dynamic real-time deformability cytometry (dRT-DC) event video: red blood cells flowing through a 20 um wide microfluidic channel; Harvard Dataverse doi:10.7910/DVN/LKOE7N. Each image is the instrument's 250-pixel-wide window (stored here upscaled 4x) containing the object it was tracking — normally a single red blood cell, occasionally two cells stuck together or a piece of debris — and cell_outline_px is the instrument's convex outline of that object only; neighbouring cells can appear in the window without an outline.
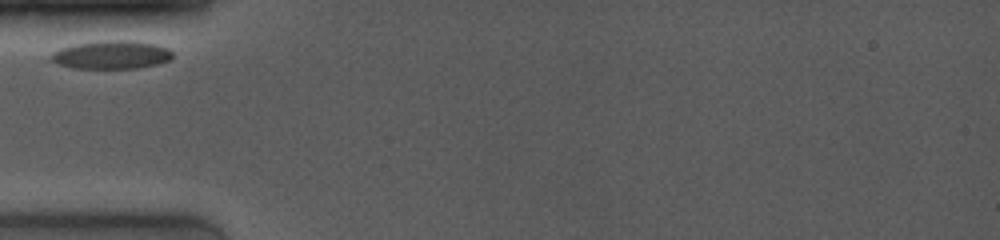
{"species": "common noctule bat (a hibernating species)", "species_latin": "Nyctalus noctula", "temperature_condition": "room temperature", "stored_images_in_passage": 23, "camera_frame_rate_fps": 4000, "um_per_image_px": 0.085, "animal": {"sex": "female", "body_mass_g": 19.0, "forearm_length_mm": 53.3}, "frame": {"image": 1, "passage_image": 1, "time_ms": 0.0, "image_size_px": [1000, 240], "cell_outline_px": [[172, 56], [168, 60], [156, 64], [136, 68], [72, 68], [44, 60], [52, 52], [60, 48], [76, 44], [100, 40], [128, 40], [156, 44], [168, 48], [172, 52]], "centroid_in_image_um": [9.38, 4.65], "position_along_channel_um": 75.6, "area_um2": 20.23}}
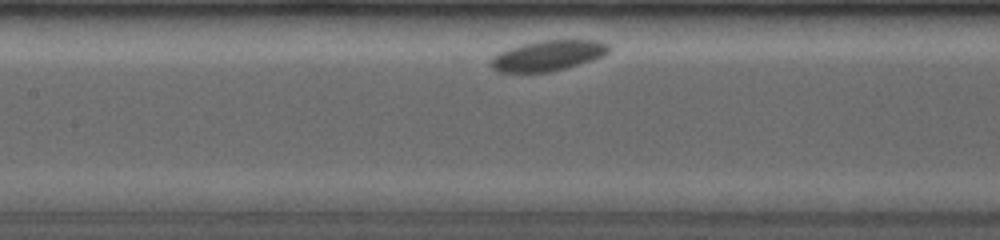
{"frame": {"image": 2, "passage_image": 8, "time_ms": 2.5, "image_size_px": [1000, 240], "cell_outline_px": [[612, 48], [604, 56], [568, 68], [552, 72], [496, 72], [488, 64], [488, 60], [492, 56], [508, 48], [540, 40], [596, 40], [608, 44]], "centroid_in_image_um": [46.56, 4.74], "position_along_channel_um": 160.8, "area_um2": 21.27}}
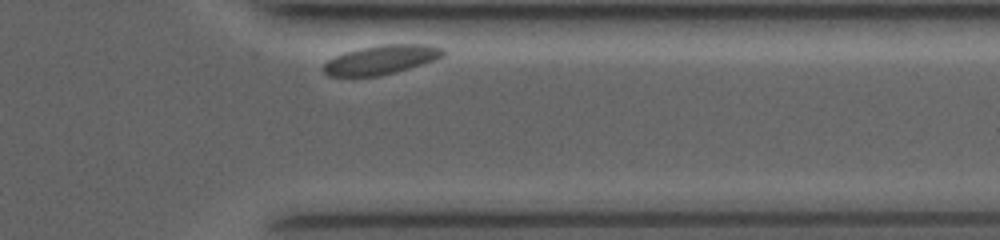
{"frame": {"image": 3, "passage_image": 22, "time_ms": 8.75, "image_size_px": [1000, 240], "cell_outline_px": [[448, 52], [444, 56], [436, 60], [380, 76], [328, 76], [324, 72], [324, 64], [328, 60], [344, 52], [360, 48], [384, 44], [428, 44], [444, 48]], "centroid_in_image_um": [32.46, 5.06], "position_along_channel_um": 378.9, "area_um2": 20.35}}